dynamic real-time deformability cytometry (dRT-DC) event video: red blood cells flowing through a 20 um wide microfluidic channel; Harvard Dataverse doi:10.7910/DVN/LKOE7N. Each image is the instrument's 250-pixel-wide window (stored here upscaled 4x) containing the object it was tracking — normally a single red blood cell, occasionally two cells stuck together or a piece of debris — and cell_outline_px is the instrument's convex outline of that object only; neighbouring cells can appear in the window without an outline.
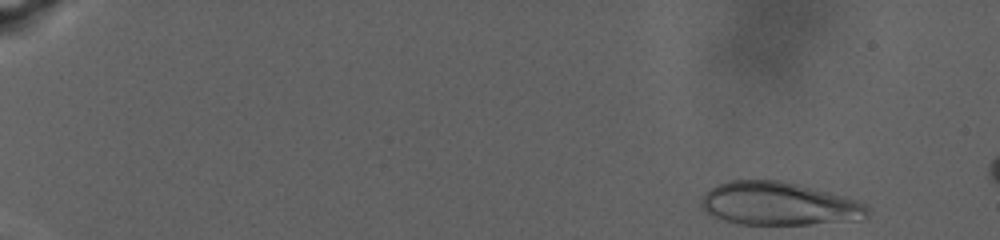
{"species": "human", "species_latin": "Homo sapiens", "temperature_condition": "warm", "stored_images_in_passage": 73, "camera_frame_rate_fps": 3000, "um_per_image_px": 0.085, "donor": {"sex": "male"}, "frame": {"image": 1, "passage_image": 1, "time_ms": 0.0, "image_size_px": [1000, 240], "cell_outline_px": [[868, 216], [864, 220], [812, 224], [740, 224], [724, 220], [712, 216], [704, 212], [700, 208], [700, 200], [704, 192], [716, 184], [728, 180], [780, 180], [844, 196], [868, 204]], "centroid_in_image_um": [66.18, 17.32], "position_along_channel_um": 18.8, "area_um2": 42.25}}
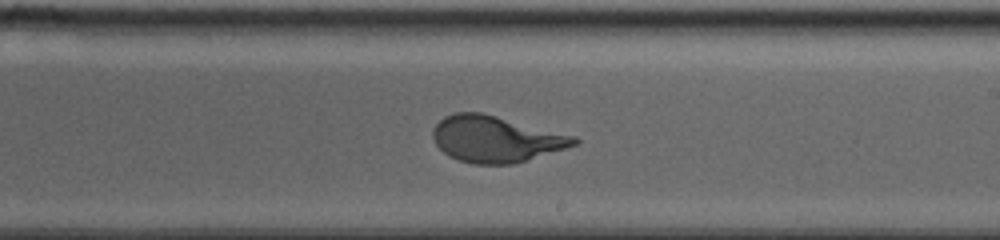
{"frame": {"image": 2, "passage_image": 50, "time_ms": 16.333, "image_size_px": [1000, 240], "cell_outline_px": [[580, 140], [576, 144], [564, 148], [512, 164], [472, 164], [448, 156], [436, 144], [432, 136], [432, 132], [436, 124], [444, 116], [456, 112], [480, 112], [576, 136]], "centroid_in_image_um": [42.1, 11.81], "position_along_channel_um": 246.9, "area_um2": 37.63}}
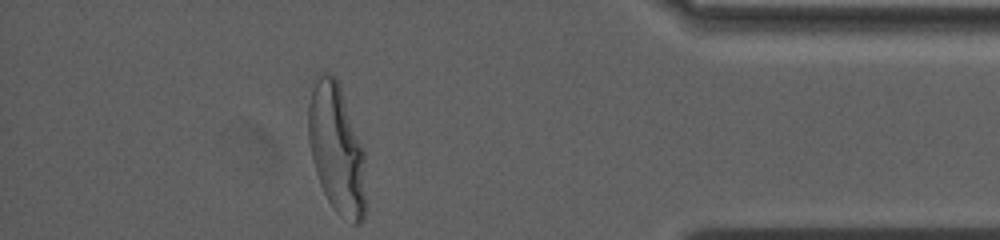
{"frame": {"image": 3, "passage_image": 73, "time_ms": 24.0, "image_size_px": [1000, 240], "cell_outline_px": [[364, 220], [360, 224], [352, 224], [340, 216], [336, 212], [328, 200], [320, 184], [312, 160], [308, 140], [308, 104], [312, 88], [316, 76], [324, 72], [336, 76], [364, 148]], "centroid_in_image_um": [28.6, 12.65], "position_along_channel_um": 406.6, "area_um2": 43.41}, "authors_computed_cell_mechanics": {"area_um2": 39.2462, "velocity_mm_per_s": 2.4513, "shape_relaxation_time_tau1_ms": 6.6838, "shape_relaxation_time_tau2_ms": null, "deformation_change_tau1": 0.2473, "deformation_change_tau2": null}}